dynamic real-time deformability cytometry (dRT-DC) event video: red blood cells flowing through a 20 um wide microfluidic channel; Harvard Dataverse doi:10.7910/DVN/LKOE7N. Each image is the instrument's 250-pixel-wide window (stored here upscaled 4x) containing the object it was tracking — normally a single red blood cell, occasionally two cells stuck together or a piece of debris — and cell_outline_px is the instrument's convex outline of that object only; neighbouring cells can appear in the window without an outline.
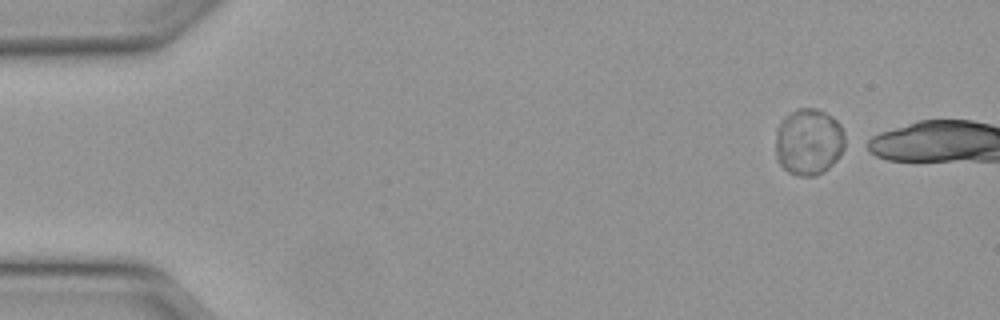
{"species": "Egyptian fruit bat (a non-hibernating species)", "species_latin": "Rousettus aegyptiacus", "temperature_condition": "warm", "stored_images_in_passage": 16, "camera_frame_rate_fps": 3000, "um_per_image_px": 0.085, "animal": {"sex": "female"}, "frame": {"image": 1, "passage_image": 1, "time_ms": 0.0, "image_size_px": [1000, 320], "cell_outline_px": [[844, 148], [840, 156], [824, 172], [816, 176], [796, 176], [788, 172], [776, 160], [776, 128], [780, 120], [784, 116], [796, 108], [816, 108], [832, 116], [840, 124], [844, 132]], "centroid_in_image_um": [68.72, 12.05], "position_along_channel_um": 16.3, "area_um2": 27.4}}
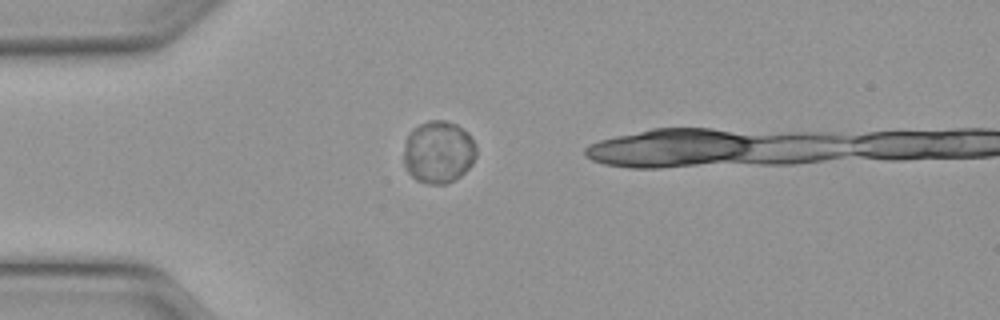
{"frame": {"image": 2, "passage_image": 10, "time_ms": 3.0, "image_size_px": [1000, 320], "cell_outline_px": [[476, 156], [472, 164], [456, 180], [444, 184], [428, 184], [416, 180], [408, 172], [404, 164], [404, 148], [408, 136], [420, 124], [428, 120], [444, 120], [456, 124], [468, 132], [476, 144]], "centroid_in_image_um": [37.29, 12.93], "position_along_channel_um": 47.7, "area_um2": 26.41}}
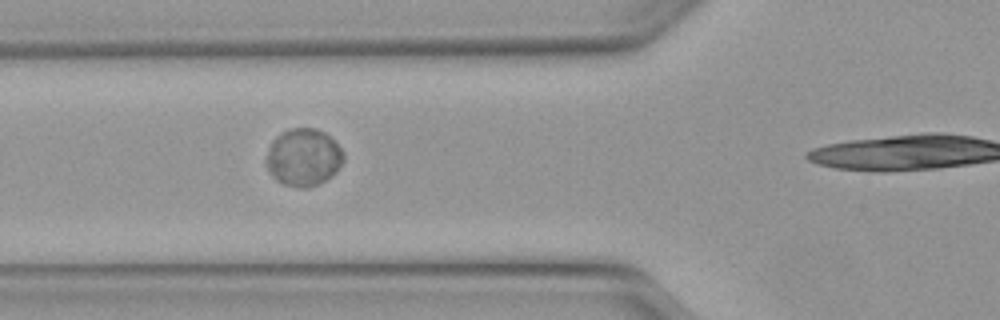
{"frame": {"image": 3, "passage_image": 15, "time_ms": 4.667, "image_size_px": [1000, 320], "cell_outline_px": [[344, 160], [336, 172], [332, 176], [308, 188], [300, 188], [284, 184], [276, 180], [272, 176], [268, 168], [268, 148], [272, 140], [280, 132], [288, 128], [316, 128], [324, 132], [344, 152]], "centroid_in_image_um": [25.8, 13.36], "position_along_channel_um": 100.0, "area_um2": 25.72}}